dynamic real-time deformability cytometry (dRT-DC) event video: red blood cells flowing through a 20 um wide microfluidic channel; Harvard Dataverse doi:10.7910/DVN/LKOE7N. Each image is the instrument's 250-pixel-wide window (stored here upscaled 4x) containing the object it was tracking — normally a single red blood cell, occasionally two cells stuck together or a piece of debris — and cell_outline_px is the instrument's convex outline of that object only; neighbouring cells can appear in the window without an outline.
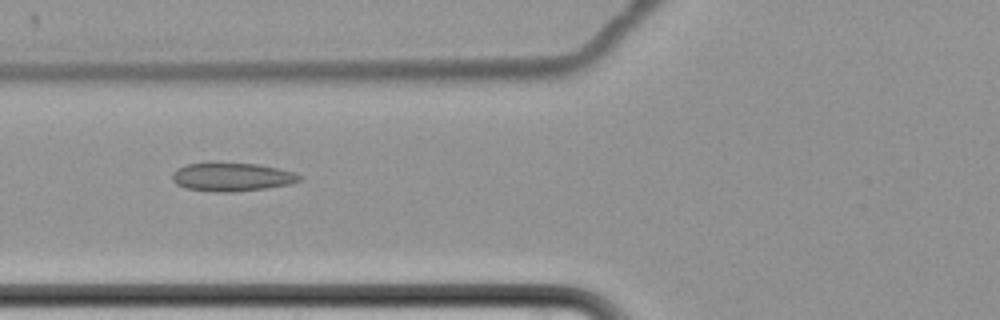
{"species": "common noctule bat (a hibernating species)", "species_latin": "Nyctalus noctula", "temperature_condition": "cold", "stored_images_in_passage": 10, "camera_frame_rate_fps": 3000, "um_per_image_px": 0.085, "animal": {"sex": "female", "body_mass_g": 22.7, "forearm_length_mm": 54.2}, "frame": {"image": 1, "passage_image": 6, "time_ms": 7.667, "image_size_px": [1000, 320], "cell_outline_px": [[304, 176], [300, 180], [288, 184], [264, 188], [232, 192], [220, 192], [184, 188], [176, 184], [172, 180], [172, 172], [176, 168], [188, 164], [208, 160], [256, 164], [296, 172]], "centroid_in_image_um": [19.65, 15.0], "position_along_channel_um": 106.2, "area_um2": 21.68}}
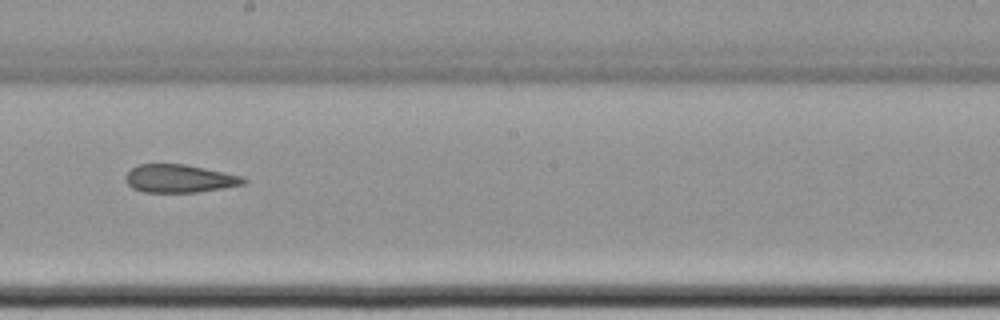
{"frame": {"image": 2, "passage_image": 9, "time_ms": 11.333, "image_size_px": [1000, 320], "cell_outline_px": [[248, 180], [244, 184], [196, 192], [144, 192], [132, 188], [128, 184], [124, 176], [132, 168], [140, 164], [184, 164], [244, 176]], "centroid_in_image_um": [15.25, 15.17], "position_along_channel_um": 233.0, "area_um2": 19.13}}
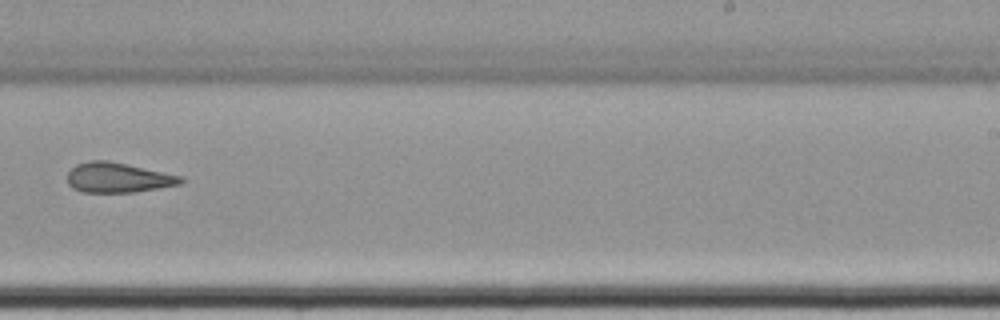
{"frame": {"image": 3, "passage_image": 10, "time_ms": 12.667, "image_size_px": [1000, 320], "cell_outline_px": [[184, 180], [180, 184], [136, 192], [84, 192], [72, 188], [68, 184], [68, 172], [76, 164], [88, 160], [108, 160], [180, 176]], "centroid_in_image_um": [9.98, 15.09], "position_along_channel_um": 279.0, "area_um2": 19.59}}